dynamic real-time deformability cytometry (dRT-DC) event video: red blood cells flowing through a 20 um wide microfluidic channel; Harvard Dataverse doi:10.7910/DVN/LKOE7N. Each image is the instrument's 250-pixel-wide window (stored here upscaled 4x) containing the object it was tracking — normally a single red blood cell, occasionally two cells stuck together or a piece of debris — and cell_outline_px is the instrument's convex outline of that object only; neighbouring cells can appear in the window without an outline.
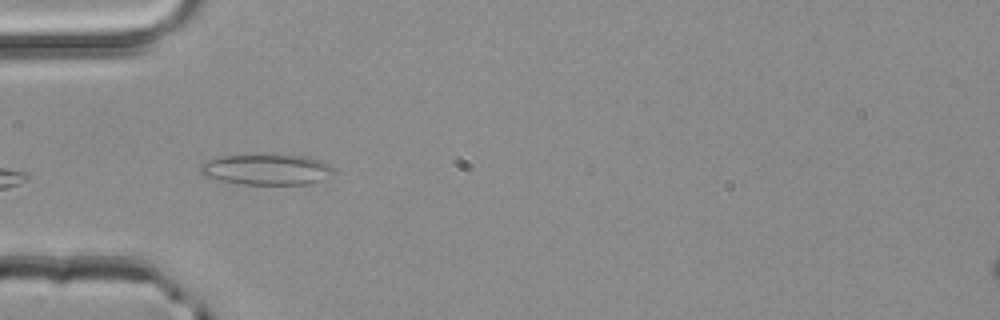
{"species": "common noctule bat (a hibernating species)", "species_latin": "Nyctalus noctula", "temperature_condition": "room temperature", "stored_images_in_passage": 3, "camera_frame_rate_fps": 3000, "um_per_image_px": 0.085, "animal": {"sex": "male", "body_mass_g": 20.4}, "frame": {"image": 1, "passage_image": 3, "time_ms": 0.667, "image_size_px": [1000, 320], "cell_outline_px": [[332, 172], [320, 180], [308, 184], [240, 184], [220, 180], [204, 176], [200, 172], [200, 164], [208, 160], [220, 156], [308, 156], [320, 160], [328, 164], [332, 168]], "centroid_in_image_um": [22.61, 14.42], "position_along_channel_um": 62.4, "area_um2": 23.24}}